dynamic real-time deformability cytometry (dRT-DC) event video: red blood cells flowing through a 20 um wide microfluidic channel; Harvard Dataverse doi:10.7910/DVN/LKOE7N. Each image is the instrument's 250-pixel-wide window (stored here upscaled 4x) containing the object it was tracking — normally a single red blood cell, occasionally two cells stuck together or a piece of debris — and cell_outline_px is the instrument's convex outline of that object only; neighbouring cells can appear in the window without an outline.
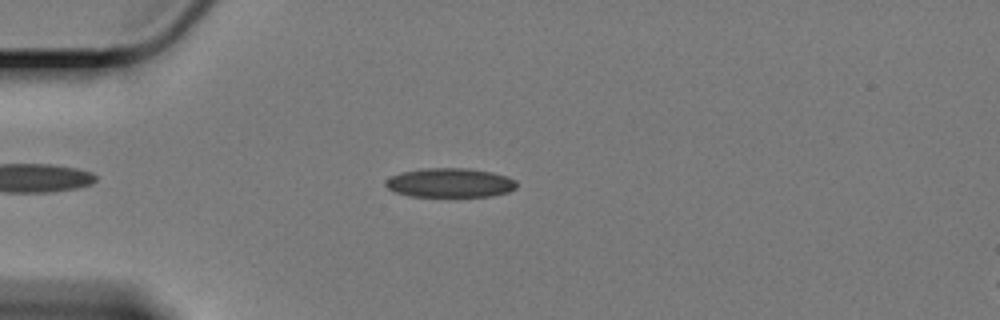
{"species": "Egyptian fruit bat (a non-hibernating species)", "species_latin": "Rousettus aegyptiacus", "temperature_condition": "cold", "stored_images_in_passage": 48, "camera_frame_rate_fps": 3000, "um_per_image_px": 0.085, "animal": {"sex": "female"}, "frame": {"image": 1, "passage_image": 8, "time_ms": 2.333, "image_size_px": [1000, 320], "cell_outline_px": [[516, 188], [508, 192], [488, 196], [412, 196], [396, 192], [388, 188], [384, 184], [384, 180], [400, 172], [420, 168], [472, 168], [492, 172], [508, 176], [516, 180]], "centroid_in_image_um": [38.25, 15.52], "position_along_channel_um": 46.8, "area_um2": 22.43}}
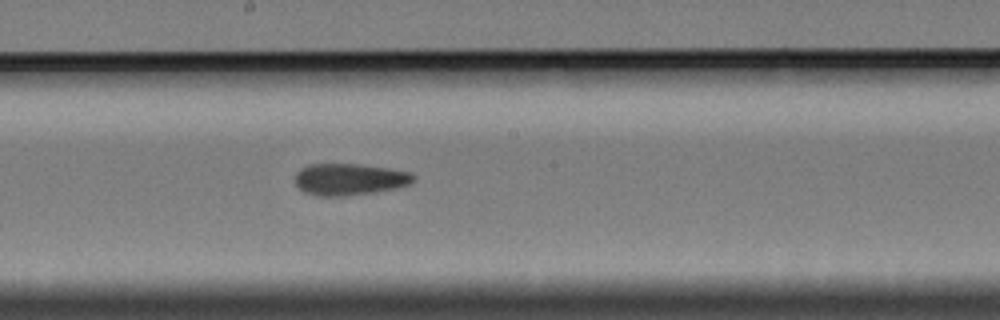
{"frame": {"image": 2, "passage_image": 25, "time_ms": 8.0, "image_size_px": [1000, 320], "cell_outline_px": [[416, 180], [408, 184], [396, 188], [372, 192], [344, 196], [316, 196], [304, 192], [296, 184], [296, 172], [300, 168], [308, 164], [360, 164], [392, 168], [412, 172], [416, 176]], "centroid_in_image_um": [29.73, 15.23], "position_along_channel_um": 218.5, "area_um2": 22.08}}
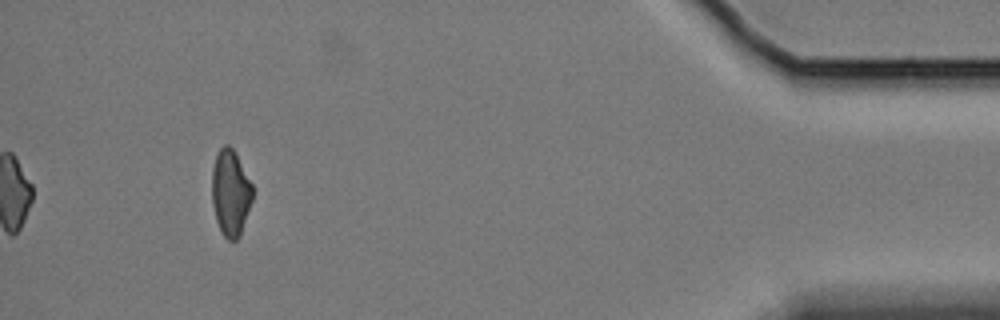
{"frame": {"image": 3, "passage_image": 48, "time_ms": 15.667, "image_size_px": [1000, 320], "cell_outline_px": [[252, 200], [240, 236], [236, 240], [228, 240], [224, 236], [216, 220], [212, 204], [212, 168], [216, 152], [224, 144], [228, 144], [232, 148], [252, 184]], "centroid_in_image_um": [19.57, 16.38], "position_along_channel_um": 415.6, "area_um2": 20.29}, "authors_computed_cell_mechanics": {"area_um2": 21.7328, "velocity_mm_per_s": 3.3519, "shape_relaxation_time_tau1_ms": null, "shape_relaxation_time_tau2_ms": 6.44, "deformation_change_tau1": null, "deformation_change_tau2": 0.147}}